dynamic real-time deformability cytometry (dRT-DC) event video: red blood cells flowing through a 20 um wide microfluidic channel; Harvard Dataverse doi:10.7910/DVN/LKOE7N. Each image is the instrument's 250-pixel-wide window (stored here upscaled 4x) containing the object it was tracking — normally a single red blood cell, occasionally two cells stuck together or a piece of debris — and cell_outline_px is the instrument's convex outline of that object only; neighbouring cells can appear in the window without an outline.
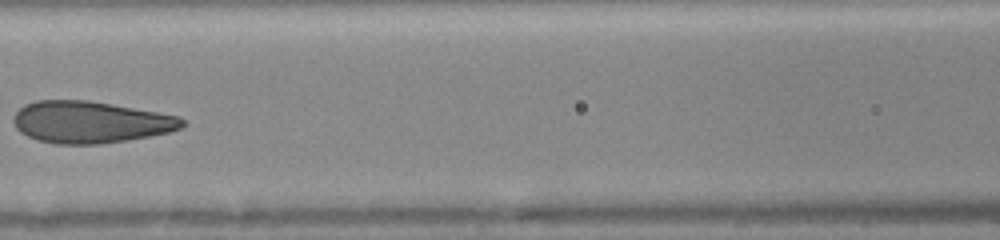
{"species": "human", "species_latin": "Homo sapiens", "temperature_condition": "room temperature", "stored_images_in_passage": 12, "camera_frame_rate_fps": 3000, "um_per_image_px": 0.085, "donor": {"sex": "female"}, "frame": {"image": 1, "passage_image": 12, "time_ms": 7.0, "image_size_px": [1000, 240], "cell_outline_px": [[184, 124], [180, 128], [168, 132], [128, 140], [100, 144], [56, 144], [40, 140], [28, 136], [20, 132], [16, 128], [12, 120], [16, 112], [24, 104], [36, 100], [88, 100], [112, 104], [180, 116], [184, 120]], "centroid_in_image_um": [7.66, 10.37], "position_along_channel_um": 158.9, "area_um2": 41.04}}